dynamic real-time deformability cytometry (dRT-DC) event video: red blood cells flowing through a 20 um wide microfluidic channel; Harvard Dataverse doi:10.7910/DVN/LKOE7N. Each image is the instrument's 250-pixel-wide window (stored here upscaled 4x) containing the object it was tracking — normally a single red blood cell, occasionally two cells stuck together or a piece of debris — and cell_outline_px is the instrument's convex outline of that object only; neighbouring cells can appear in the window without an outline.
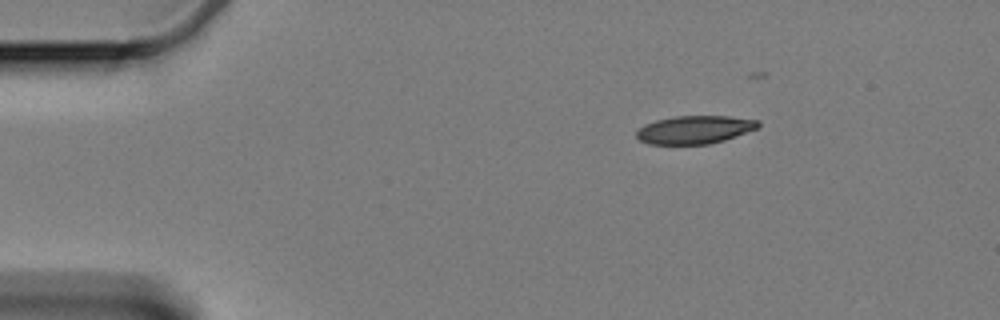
{"species": "Egyptian fruit bat (a non-hibernating species)", "species_latin": "Rousettus aegyptiacus", "temperature_condition": "cold", "stored_images_in_passage": 14, "camera_frame_rate_fps": 3000, "um_per_image_px": 0.085, "animal": {"sex": "female"}, "frame": {"image": 1, "passage_image": 1, "time_ms": 0.0, "image_size_px": [1000, 320], "cell_outline_px": [[760, 128], [724, 140], [708, 144], [648, 144], [640, 140], [636, 136], [636, 132], [644, 124], [656, 120], [676, 116], [728, 116], [756, 120], [760, 124]], "centroid_in_image_um": [59.05, 11.02], "position_along_channel_um": 26.0, "area_um2": 19.88}}
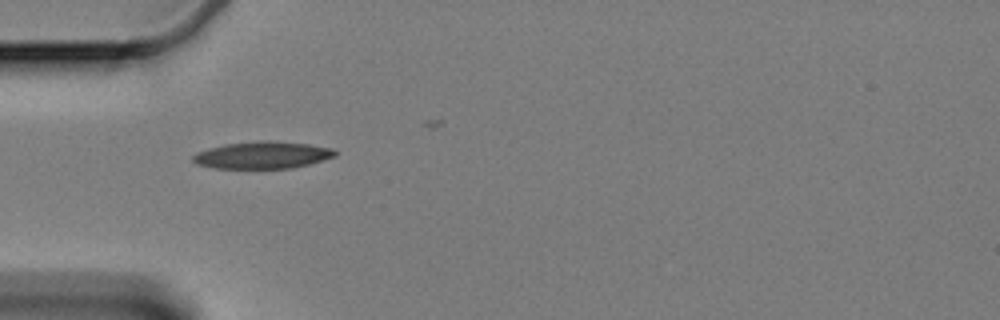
{"frame": {"image": 2, "passage_image": 10, "time_ms": 3.0, "image_size_px": [1000, 320], "cell_outline_px": [[336, 156], [308, 164], [292, 168], [216, 168], [196, 164], [192, 160], [192, 156], [196, 152], [208, 148], [224, 144], [260, 140], [268, 140], [308, 144], [332, 148], [336, 152]], "centroid_in_image_um": [22.28, 13.17], "position_along_channel_um": 62.7, "area_um2": 22.43}}
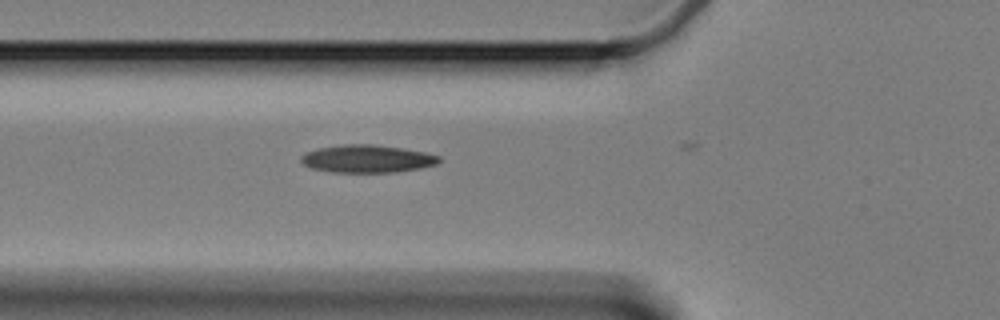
{"frame": {"image": 3, "passage_image": 13, "time_ms": 4.0, "image_size_px": [1000, 320], "cell_outline_px": [[440, 160], [436, 164], [420, 168], [396, 172], [332, 172], [312, 168], [304, 164], [300, 160], [300, 156], [308, 152], [320, 148], [344, 144], [372, 144], [404, 148], [424, 152], [440, 156]], "centroid_in_image_um": [31.22, 13.49], "position_along_channel_um": 94.6, "area_um2": 22.14}}